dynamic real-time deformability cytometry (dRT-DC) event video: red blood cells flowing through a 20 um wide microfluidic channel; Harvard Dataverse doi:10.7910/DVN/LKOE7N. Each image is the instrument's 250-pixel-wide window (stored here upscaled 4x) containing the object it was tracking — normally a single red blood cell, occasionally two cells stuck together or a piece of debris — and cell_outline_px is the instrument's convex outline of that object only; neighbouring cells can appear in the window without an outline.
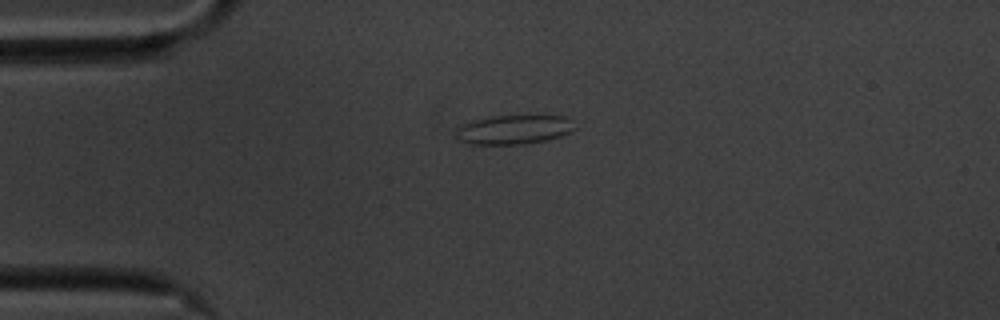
{"species": "common noctule bat (a hibernating species)", "species_latin": "Nyctalus noctula", "temperature_condition": "cold", "stored_images_in_passage": 44, "camera_frame_rate_fps": 3000, "um_per_image_px": 0.085, "animal": {"sex": "male", "body_mass_g": 20.1, "forearm_length_mm": 53.5}, "frame": {"image": 1, "passage_image": 1, "time_ms": 0.0, "image_size_px": [1000, 320], "cell_outline_px": [[576, 128], [572, 132], [548, 140], [524, 144], [472, 148], [456, 140], [456, 128], [460, 124], [472, 120], [492, 116], [568, 116], [572, 120]], "centroid_in_image_um": [43.56, 11.07], "position_along_channel_um": 41.4, "area_um2": 21.5}}
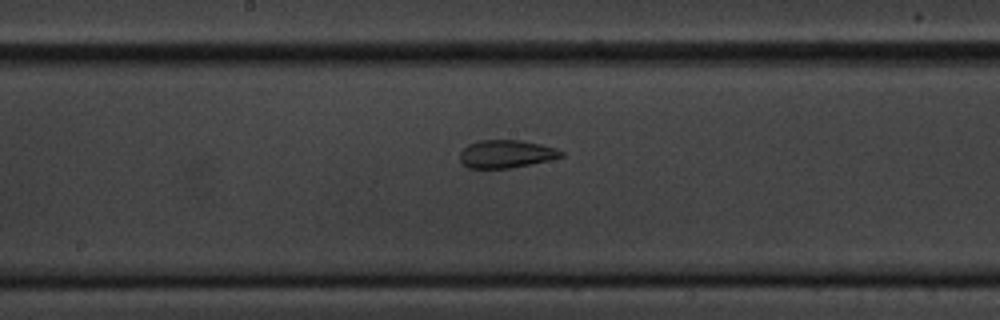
{"frame": {"image": 2, "passage_image": 17, "time_ms": 5.333, "image_size_px": [1000, 320], "cell_outline_px": [[564, 156], [548, 160], [508, 168], [468, 168], [460, 160], [460, 152], [468, 144], [480, 140], [520, 140], [540, 144], [556, 148], [564, 152]], "centroid_in_image_um": [43.02, 13.07], "position_along_channel_um": 205.2, "area_um2": 16.3}}
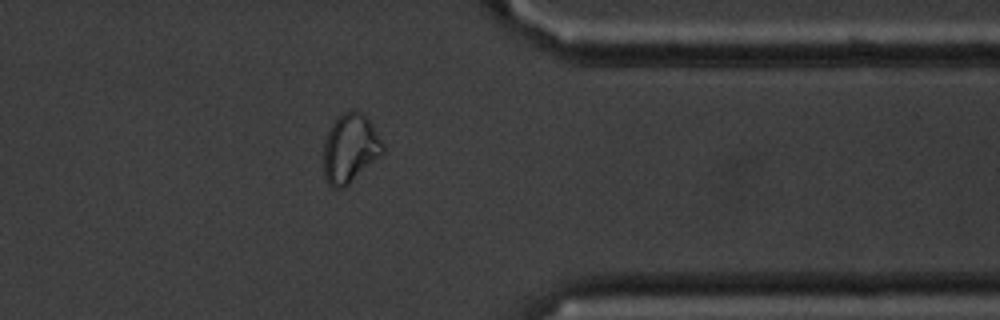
{"frame": {"image": 3, "passage_image": 33, "time_ms": 10.667, "image_size_px": [1000, 320], "cell_outline_px": [[384, 152], [380, 156], [344, 188], [332, 188], [328, 184], [324, 176], [324, 140], [332, 124], [344, 112], [352, 108], [360, 112], [368, 120], [384, 144]], "centroid_in_image_um": [29.75, 12.63], "position_along_channel_um": 381.7, "area_um2": 23.52}, "authors_computed_cell_mechanics": {"area_um2": 17.3978, "velocity_mm_per_s": 3.506, "shape_relaxation_time_tau1_ms": null, "shape_relaxation_time_tau2_ms": 2.1259, "deformation_change_tau1": null, "deformation_change_tau2": 0.0757}}